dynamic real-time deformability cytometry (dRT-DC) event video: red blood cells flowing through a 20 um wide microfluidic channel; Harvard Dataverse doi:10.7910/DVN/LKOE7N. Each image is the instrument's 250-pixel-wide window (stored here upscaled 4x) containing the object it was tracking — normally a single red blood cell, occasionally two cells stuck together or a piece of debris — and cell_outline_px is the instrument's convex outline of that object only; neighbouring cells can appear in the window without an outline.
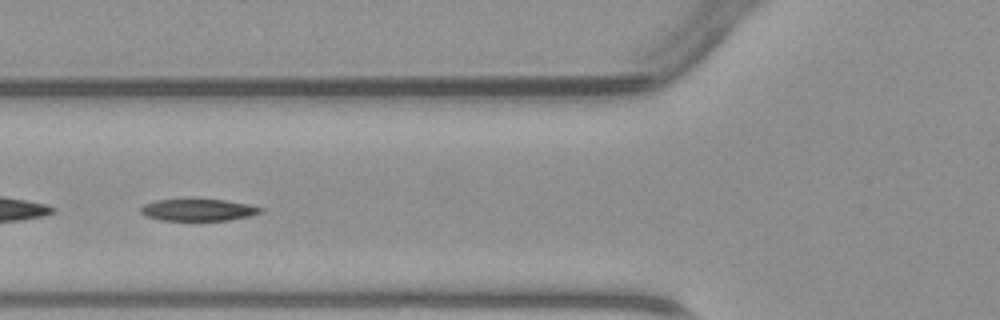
{"species": "common noctule bat (a hibernating species)", "species_latin": "Nyctalus noctula", "temperature_condition": "warm", "stored_images_in_passage": 46, "camera_frame_rate_fps": 3000, "um_per_image_px": 0.085, "animal": {"sex": "male", "body_mass_g": 23.1, "forearm_length_mm": 52.7}, "frame": {"image": 1, "passage_image": 17, "time_ms": 5.333, "image_size_px": [1000, 320], "cell_outline_px": [[264, 212], [252, 216], [228, 220], [160, 220], [144, 216], [140, 212], [140, 208], [144, 204], [156, 200], [184, 196], [224, 200], [248, 204], [264, 208]], "centroid_in_image_um": [16.82, 17.8], "position_along_channel_um": 109.0, "area_um2": 16.24}}
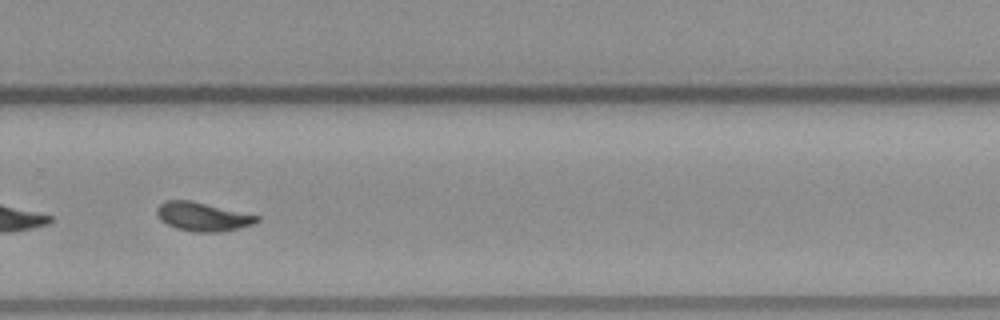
{"frame": {"image": 2, "passage_image": 31, "time_ms": 10.0, "image_size_px": [1000, 320], "cell_outline_px": [[260, 220], [252, 224], [236, 228], [216, 232], [192, 232], [176, 228], [160, 220], [156, 216], [156, 208], [160, 204], [168, 200], [192, 200], [260, 216]], "centroid_in_image_um": [17.19, 18.4], "position_along_channel_um": 312.6, "area_um2": 16.7}}
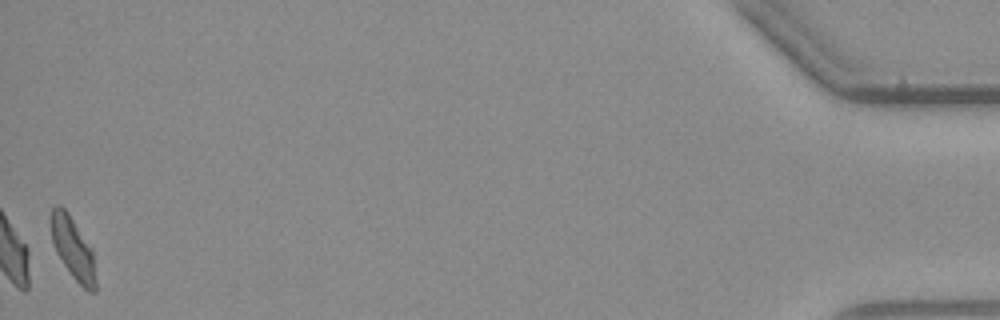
{"frame": {"image": 3, "passage_image": 46, "time_ms": 15.0, "image_size_px": [1000, 320], "cell_outline_px": [[96, 292], [88, 292], [72, 276], [56, 252], [52, 240], [48, 220], [52, 208], [56, 204], [60, 204], [68, 212], [92, 248], [96, 280]], "centroid_in_image_um": [6.17, 21.06], "position_along_channel_um": 429.0, "area_um2": 16.42}}